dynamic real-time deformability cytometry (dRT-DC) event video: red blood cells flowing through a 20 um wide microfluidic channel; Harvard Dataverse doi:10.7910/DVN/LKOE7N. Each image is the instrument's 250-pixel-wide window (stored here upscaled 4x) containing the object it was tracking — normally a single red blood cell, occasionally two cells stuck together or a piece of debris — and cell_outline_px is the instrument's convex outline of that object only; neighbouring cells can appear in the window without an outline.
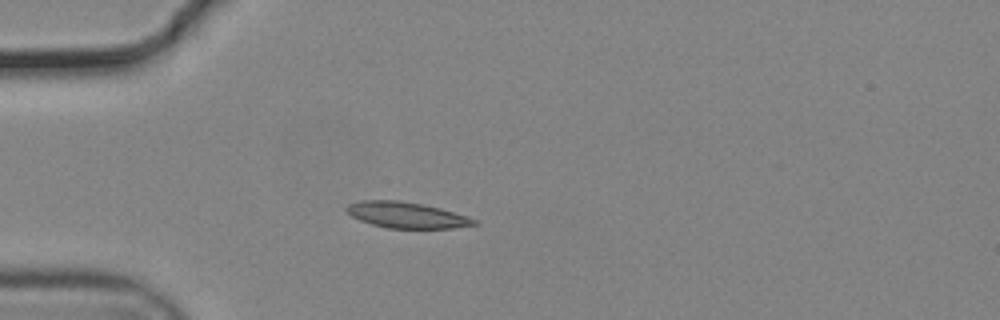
{"species": "common noctule bat (a hibernating species)", "species_latin": "Nyctalus noctula", "temperature_condition": "cold", "stored_images_in_passage": 41, "camera_frame_rate_fps": 3000, "um_per_image_px": 0.085, "animal": {"sex": "male", "body_mass_g": 19.2, "forearm_length_mm": 51.8}, "frame": {"image": 1, "passage_image": 1, "time_ms": 0.0, "image_size_px": [1000, 320], "cell_outline_px": [[480, 224], [452, 228], [388, 228], [372, 224], [360, 220], [352, 216], [344, 208], [348, 204], [360, 200], [400, 200], [440, 208], [468, 216], [476, 220]], "centroid_in_image_um": [34.56, 18.27], "position_along_channel_um": 50.4, "area_um2": 19.25}}
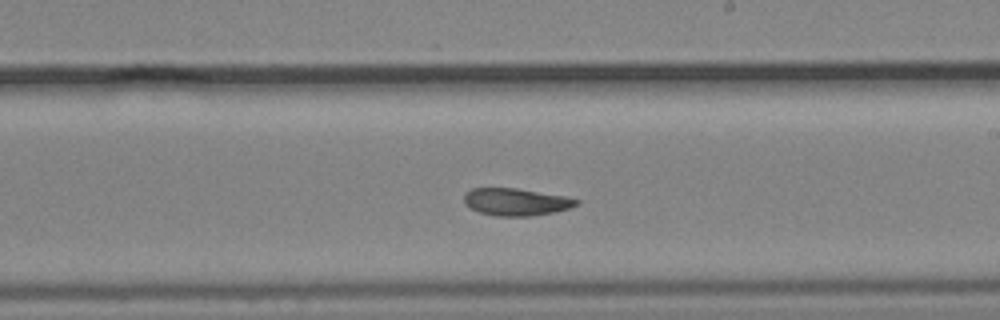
{"frame": {"image": 2, "passage_image": 18, "time_ms": 5.667, "image_size_px": [1000, 320], "cell_outline_px": [[580, 204], [568, 208], [552, 212], [532, 216], [496, 216], [480, 212], [464, 204], [464, 192], [472, 188], [516, 188], [568, 196], [580, 200]], "centroid_in_image_um": [43.87, 17.15], "position_along_channel_um": 245.1, "area_um2": 17.98}}
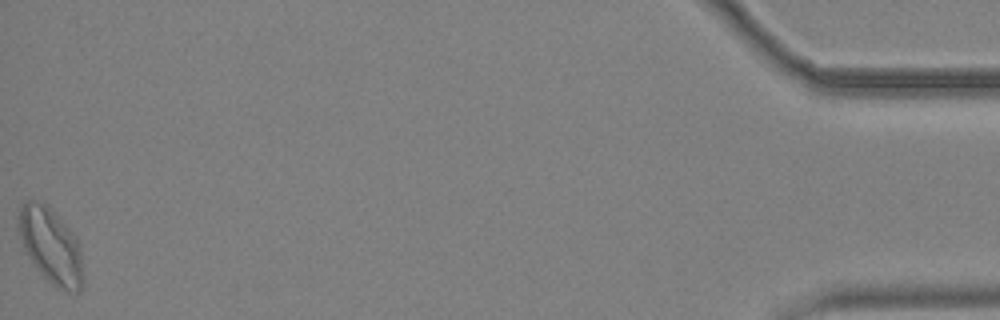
{"frame": {"image": 3, "passage_image": 41, "time_ms": 13.333, "image_size_px": [1000, 320], "cell_outline_px": [[84, 284], [76, 292], [56, 288], [36, 268], [24, 252], [16, 224], [16, 216], [20, 208], [28, 200], [44, 200], [68, 228], [80, 244], [84, 276]], "centroid_in_image_um": [4.29, 20.87], "position_along_channel_um": 430.9, "area_um2": 28.9}, "authors_computed_cell_mechanics": {"area_um2": 18.8428, "velocity_mm_per_s": 3.6886, "shape_relaxation_time_tau1_ms": 6.9246, "shape_relaxation_time_tau2_ms": 3.2289, "deformation_change_tau1": 0.1607, "deformation_change_tau2": 0.0799}}